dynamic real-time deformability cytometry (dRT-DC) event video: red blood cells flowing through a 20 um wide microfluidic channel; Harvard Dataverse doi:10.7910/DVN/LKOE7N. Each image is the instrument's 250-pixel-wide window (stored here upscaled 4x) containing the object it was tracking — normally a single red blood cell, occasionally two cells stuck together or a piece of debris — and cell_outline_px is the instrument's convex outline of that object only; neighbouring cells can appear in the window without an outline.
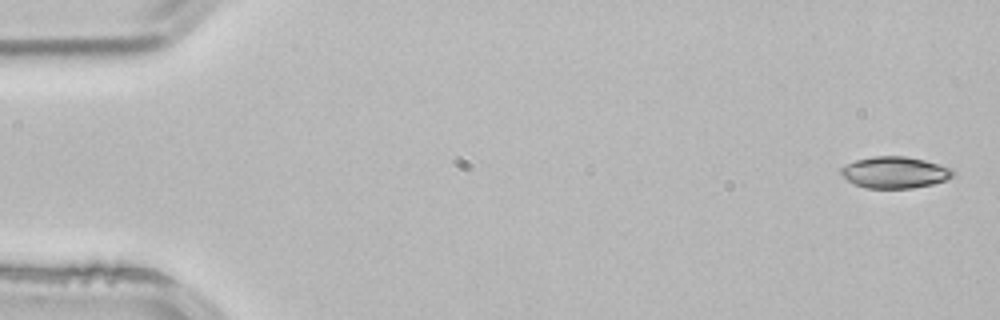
{"species": "common noctule bat (a hibernating species)", "species_latin": "Nyctalus noctula", "temperature_condition": "room temperature", "stored_images_in_passage": 3, "camera_frame_rate_fps": 3000, "um_per_image_px": 0.085, "animal": {"sex": "male", "body_mass_g": 21.5, "forearm_length_mm": 52.0}, "frame": {"image": 1, "passage_image": 1, "time_ms": 0.0, "image_size_px": [1000, 320], "cell_outline_px": [[956, 172], [952, 176], [944, 180], [932, 184], [912, 188], [864, 188], [852, 184], [840, 172], [840, 168], [856, 160], [872, 156], [904, 156], [924, 160], [952, 168]], "centroid_in_image_um": [76.05, 14.66], "position_along_channel_um": 9.0, "area_um2": 20.52}}
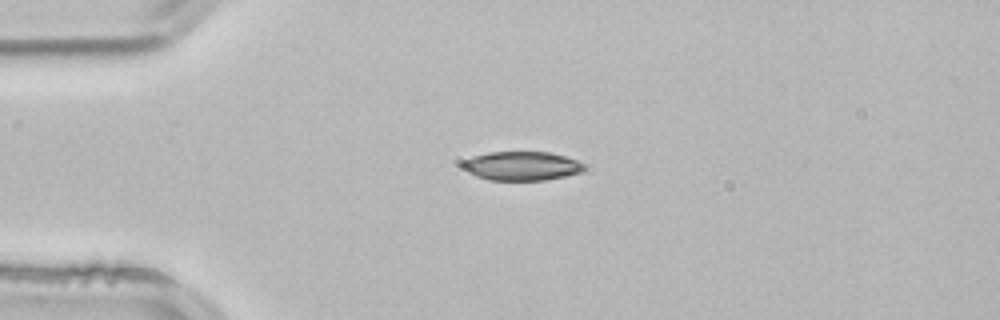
{"frame": {"image": 2, "passage_image": 3, "time_ms": 0.667, "image_size_px": [1000, 320], "cell_outline_px": [[584, 168], [580, 172], [564, 176], [544, 180], [488, 180], [476, 176], [464, 168], [460, 164], [464, 160], [472, 156], [492, 152], [552, 152], [576, 160], [584, 164]], "centroid_in_image_um": [44.32, 14.1], "position_along_channel_um": 40.7, "area_um2": 20.35}}